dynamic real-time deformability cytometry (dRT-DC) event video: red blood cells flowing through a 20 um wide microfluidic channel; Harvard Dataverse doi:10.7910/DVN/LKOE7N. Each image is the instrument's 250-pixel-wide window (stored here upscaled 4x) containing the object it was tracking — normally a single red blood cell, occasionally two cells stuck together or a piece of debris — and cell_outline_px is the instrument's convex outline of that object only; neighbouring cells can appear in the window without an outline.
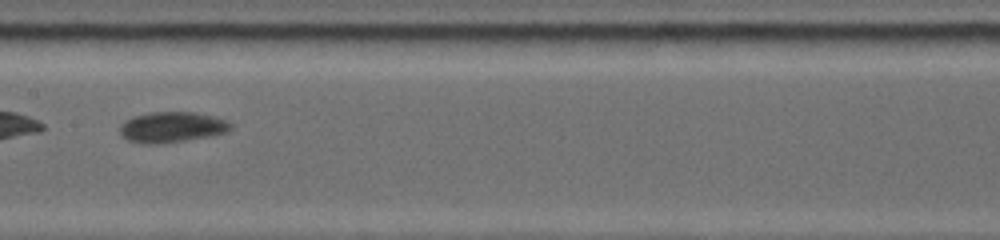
{"species": "common noctule bat (a hibernating species)", "species_latin": "Nyctalus noctula", "temperature_condition": "warm", "stored_images_in_passage": 14, "camera_frame_rate_fps": 5000, "um_per_image_px": 0.085, "animal": {"sex": "female", "body_mass_g": 19.0, "forearm_length_mm": 53.3}, "frame": {"image": 1, "passage_image": 10, "time_ms": 3.6, "image_size_px": [1000, 240], "cell_outline_px": [[232, 128], [228, 132], [212, 136], [184, 140], [152, 144], [148, 144], [128, 140], [120, 136], [120, 124], [124, 120], [132, 116], [148, 112], [196, 112], [212, 116], [224, 120], [232, 124]], "centroid_in_image_um": [14.58, 10.79], "position_along_channel_um": 192.8, "area_um2": 19.83}}